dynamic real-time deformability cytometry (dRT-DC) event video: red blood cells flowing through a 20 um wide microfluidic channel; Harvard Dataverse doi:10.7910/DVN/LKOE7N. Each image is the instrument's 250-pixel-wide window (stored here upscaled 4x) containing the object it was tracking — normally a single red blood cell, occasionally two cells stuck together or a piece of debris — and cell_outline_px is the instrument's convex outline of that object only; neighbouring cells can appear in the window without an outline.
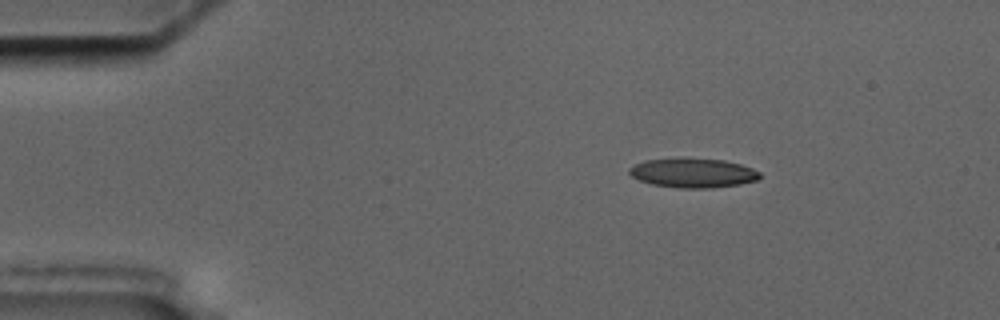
{"species": "common noctule bat (a hibernating species)", "species_latin": "Nyctalus noctula", "temperature_condition": "cold", "stored_images_in_passage": 10, "camera_frame_rate_fps": 3000, "um_per_image_px": 0.085, "animal": {"sex": "male", "body_mass_g": 17.5, "forearm_length_mm": 52.3}, "frame": {"image": 1, "passage_image": 1, "time_ms": 0.0, "image_size_px": [1000, 320], "cell_outline_px": [[760, 180], [740, 184], [712, 188], [680, 188], [652, 184], [640, 180], [632, 176], [628, 172], [628, 168], [644, 160], [676, 156], [684, 156], [724, 160], [740, 164], [752, 168], [760, 172]], "centroid_in_image_um": [58.9, 14.66], "position_along_channel_um": 26.1, "area_um2": 23.0}}